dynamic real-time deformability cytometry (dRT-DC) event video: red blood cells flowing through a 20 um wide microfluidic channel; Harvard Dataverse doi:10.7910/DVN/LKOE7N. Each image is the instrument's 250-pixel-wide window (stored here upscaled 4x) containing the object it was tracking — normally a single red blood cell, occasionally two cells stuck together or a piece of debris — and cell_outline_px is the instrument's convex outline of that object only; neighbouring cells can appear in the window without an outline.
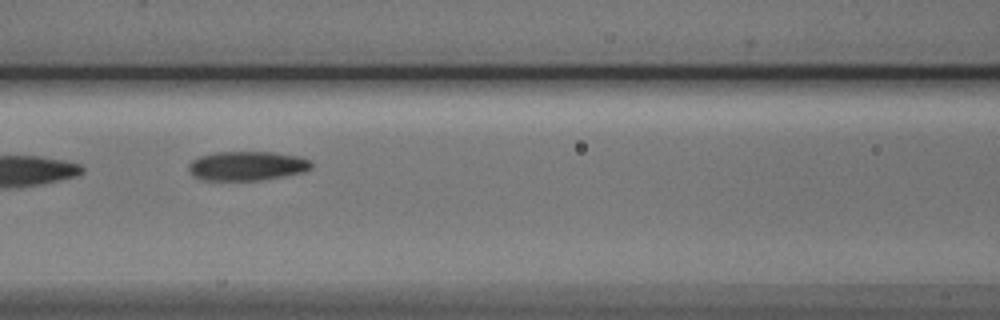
{"species": "Egyptian fruit bat (a non-hibernating species)", "species_latin": "Rousettus aegyptiacus", "temperature_condition": "cold", "stored_images_in_passage": 6, "camera_frame_rate_fps": 3000, "um_per_image_px": 0.085, "animal": {"sex": "male"}, "frame": {"image": 1, "passage_image": 4, "time_ms": 3.333, "image_size_px": [1000, 320], "cell_outline_px": [[312, 168], [304, 172], [284, 176], [260, 180], [200, 180], [192, 176], [188, 168], [188, 164], [192, 160], [200, 156], [216, 152], [272, 152], [300, 156], [312, 160]], "centroid_in_image_um": [21.01, 14.1], "position_along_channel_um": 145.6, "area_um2": 21.15}}
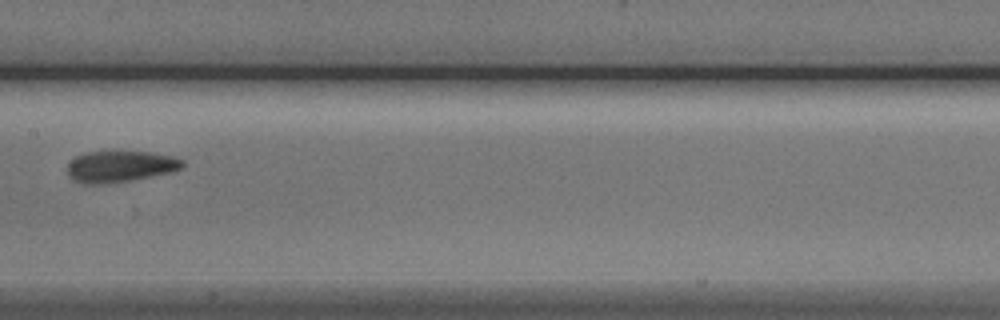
{"frame": {"image": 2, "passage_image": 5, "time_ms": 4.667, "image_size_px": [1000, 320], "cell_outline_px": [[184, 164], [180, 168], [168, 172], [128, 180], [104, 184], [80, 184], [72, 180], [68, 176], [68, 164], [76, 156], [88, 152], [148, 152], [172, 156], [184, 160]], "centroid_in_image_um": [10.15, 14.15], "position_along_channel_um": 197.2, "area_um2": 20.63}}
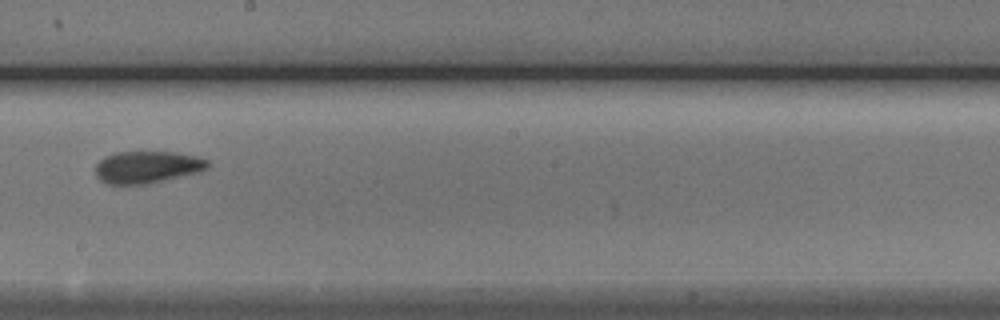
{"frame": {"image": 3, "passage_image": 6, "time_ms": 5.667, "image_size_px": [1000, 320], "cell_outline_px": [[208, 168], [200, 172], [148, 184], [108, 184], [100, 180], [96, 176], [96, 164], [104, 156], [116, 152], [176, 152], [196, 156], [208, 160]], "centroid_in_image_um": [12.51, 14.2], "position_along_channel_um": 235.7, "area_um2": 21.1}}